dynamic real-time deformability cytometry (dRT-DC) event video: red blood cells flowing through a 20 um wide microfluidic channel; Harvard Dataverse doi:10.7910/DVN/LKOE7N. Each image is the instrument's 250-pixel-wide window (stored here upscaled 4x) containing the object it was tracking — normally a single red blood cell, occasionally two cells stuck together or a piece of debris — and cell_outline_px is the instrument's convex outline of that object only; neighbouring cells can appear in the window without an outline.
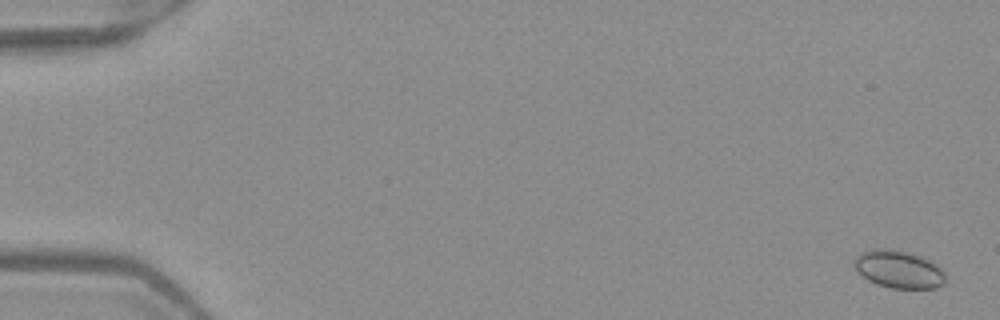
{"species": "Egyptian fruit bat (a non-hibernating species)", "species_latin": "Rousettus aegyptiacus", "temperature_condition": "warm", "stored_images_in_passage": 6, "camera_frame_rate_fps": 3000, "um_per_image_px": 0.085, "frame": {"image": 1, "passage_image": 1, "time_ms": 0.0, "image_size_px": [1000, 320], "cell_outline_px": [[944, 284], [936, 288], [892, 288], [876, 284], [868, 280], [856, 272], [852, 264], [852, 260], [860, 252], [884, 248], [904, 252], [920, 256], [936, 264], [940, 268], [944, 276]], "centroid_in_image_um": [76.32, 22.9], "position_along_channel_um": 8.7, "area_um2": 19.88}}
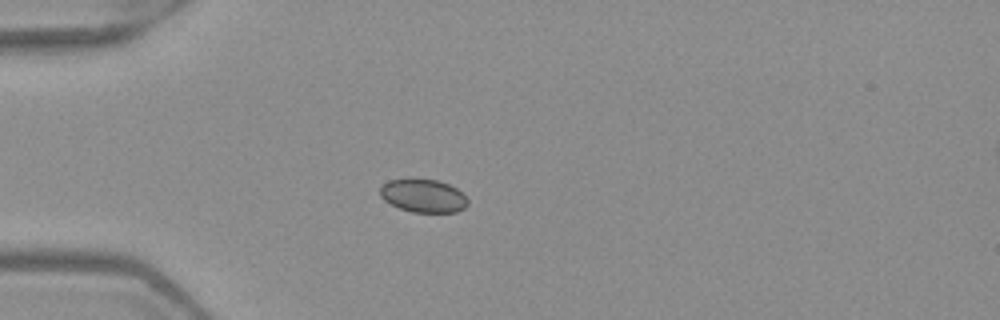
{"frame": {"image": 2, "passage_image": 5, "time_ms": 1.333, "image_size_px": [1000, 320], "cell_outline_px": [[468, 204], [464, 208], [456, 212], [412, 212], [400, 208], [384, 200], [380, 196], [380, 188], [388, 180], [436, 180], [448, 184], [456, 188], [468, 200]], "centroid_in_image_um": [35.98, 16.66], "position_along_channel_um": 49.0, "area_um2": 16.59}}